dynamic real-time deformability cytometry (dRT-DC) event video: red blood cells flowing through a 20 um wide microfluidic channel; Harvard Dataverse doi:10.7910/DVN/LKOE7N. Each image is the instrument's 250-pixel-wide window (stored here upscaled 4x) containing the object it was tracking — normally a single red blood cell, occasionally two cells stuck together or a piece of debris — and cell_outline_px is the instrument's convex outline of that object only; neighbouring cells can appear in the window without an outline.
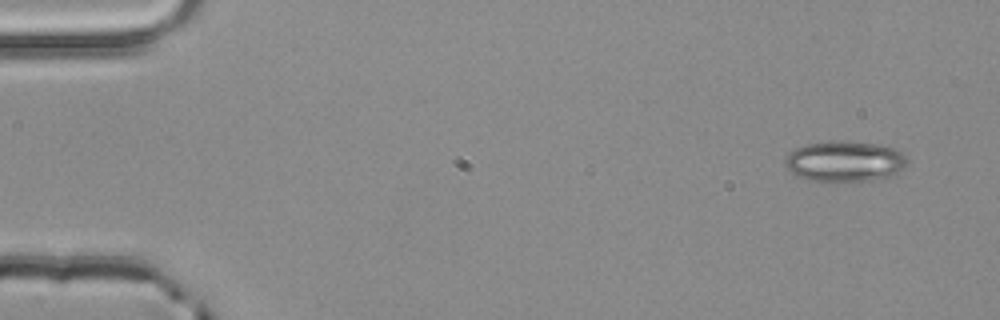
{"species": "common noctule bat (a hibernating species)", "species_latin": "Nyctalus noctula", "temperature_condition": "room temperature", "stored_images_in_passage": 3, "camera_frame_rate_fps": 3000, "um_per_image_px": 0.085, "animal": {"sex": "male", "body_mass_g": 20.4}, "frame": {"image": 1, "passage_image": 1, "time_ms": 0.0, "image_size_px": [1000, 320], "cell_outline_px": [[908, 160], [896, 172], [888, 176], [868, 180], [812, 180], [792, 172], [784, 164], [784, 160], [788, 152], [804, 144], [828, 140], [848, 140], [876, 144], [896, 148]], "centroid_in_image_um": [71.75, 13.65], "position_along_channel_um": 13.2, "area_um2": 28.5}}